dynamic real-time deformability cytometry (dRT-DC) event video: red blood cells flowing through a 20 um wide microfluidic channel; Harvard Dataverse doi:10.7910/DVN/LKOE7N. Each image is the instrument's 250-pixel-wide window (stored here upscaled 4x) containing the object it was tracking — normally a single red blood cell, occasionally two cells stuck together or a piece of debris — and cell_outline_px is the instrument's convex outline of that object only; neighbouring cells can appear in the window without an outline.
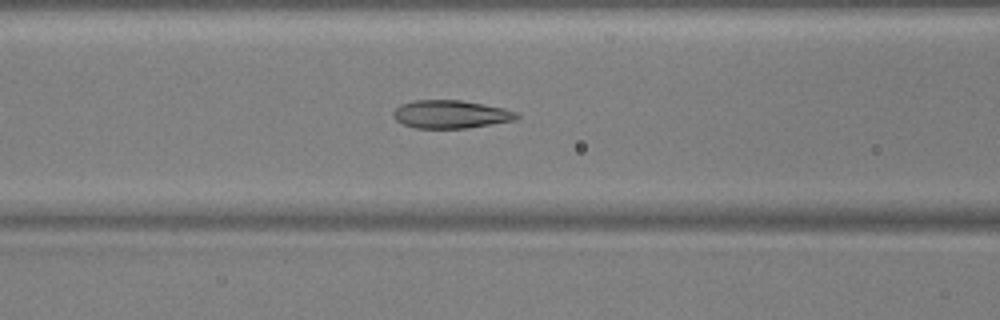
{"species": "common noctule bat (a hibernating species)", "species_latin": "Nyctalus noctula", "temperature_condition": "warm", "stored_images_in_passage": 46, "camera_frame_rate_fps": 3000, "um_per_image_px": 0.085, "animal": {"sex": "male", "body_mass_g": 17.9, "forearm_length_mm": 54.2}, "frame": {"image": 1, "passage_image": 14, "time_ms": 4.333, "image_size_px": [1000, 320], "cell_outline_px": [[520, 116], [516, 120], [468, 128], [416, 128], [404, 124], [396, 120], [392, 116], [392, 112], [400, 104], [412, 100], [460, 100], [504, 108], [520, 112]], "centroid_in_image_um": [38.33, 9.71], "position_along_channel_um": 128.3, "area_um2": 20.35}}
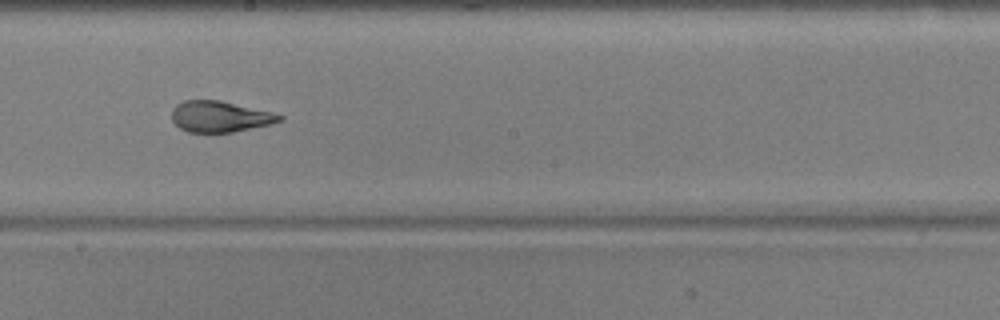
{"frame": {"image": 2, "passage_image": 22, "time_ms": 7.0, "image_size_px": [1000, 320], "cell_outline_px": [[284, 120], [272, 124], [232, 132], [188, 132], [180, 128], [172, 120], [172, 108], [176, 104], [184, 100], [220, 100], [272, 112], [284, 116]], "centroid_in_image_um": [18.7, 9.9], "position_along_channel_um": 229.5, "area_um2": 19.54}}
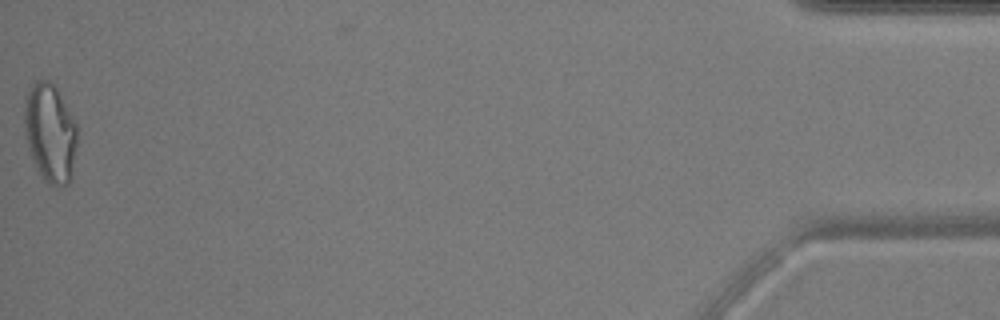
{"frame": {"image": 3, "passage_image": 45, "time_ms": 14.667, "image_size_px": [1000, 320], "cell_outline_px": [[76, 144], [72, 176], [68, 184], [56, 188], [48, 184], [36, 172], [24, 136], [24, 96], [28, 88], [36, 80], [48, 80], [56, 88], [76, 120]], "centroid_in_image_um": [4.23, 11.32], "position_along_channel_um": 431.0, "area_um2": 31.15}, "authors_computed_cell_mechanics": {"area_um2": 20.8658, "velocity_mm_per_s": 3.7966, "shape_relaxation_time_tau1_ms": 7.9122, "shape_relaxation_time_tau2_ms": 1.1344, "deformation_change_tau1": 0.2395, "deformation_change_tau2": 0.085}}